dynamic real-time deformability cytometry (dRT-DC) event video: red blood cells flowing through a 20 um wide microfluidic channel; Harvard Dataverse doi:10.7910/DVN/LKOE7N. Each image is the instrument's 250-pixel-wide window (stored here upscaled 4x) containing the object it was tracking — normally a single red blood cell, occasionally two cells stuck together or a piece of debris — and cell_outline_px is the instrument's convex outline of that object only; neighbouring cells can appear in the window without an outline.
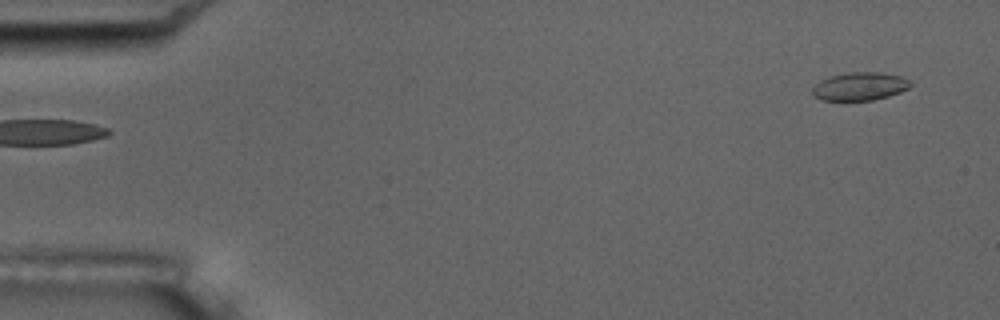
{"species": "common noctule bat (a hibernating species)", "species_latin": "Nyctalus noctula", "temperature_condition": "room temperature", "stored_images_in_passage": 7, "camera_frame_rate_fps": 3000, "um_per_image_px": 0.085, "animal": {"sex": "male", "body_mass_g": 17.5, "forearm_length_mm": 52.3}, "frame": {"image": 1, "passage_image": 7, "time_ms": 7.667, "image_size_px": [1000, 320], "cell_outline_px": [[912, 84], [908, 88], [900, 92], [888, 96], [872, 100], [820, 100], [812, 96], [812, 88], [820, 80], [832, 76], [848, 72], [880, 72], [900, 76], [908, 80]], "centroid_in_image_um": [73.05, 7.34], "position_along_channel_um": 11.9, "area_um2": 16.01}}